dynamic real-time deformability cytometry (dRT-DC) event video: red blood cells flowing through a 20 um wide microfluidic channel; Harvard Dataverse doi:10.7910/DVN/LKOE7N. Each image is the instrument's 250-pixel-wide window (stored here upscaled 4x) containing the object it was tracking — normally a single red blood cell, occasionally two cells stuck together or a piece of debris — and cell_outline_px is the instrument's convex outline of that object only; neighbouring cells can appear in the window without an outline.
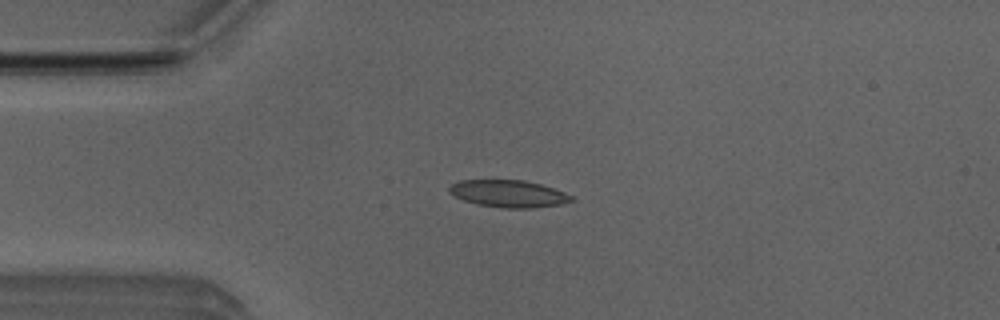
{"species": "Egyptian fruit bat (a non-hibernating species)", "species_latin": "Rousettus aegyptiacus", "temperature_condition": "room temperature", "stored_images_in_passage": 51, "camera_frame_rate_fps": 3000, "um_per_image_px": 0.085, "animal": {"sex": "male"}, "frame": {"image": 1, "passage_image": 12, "time_ms": 3.667, "image_size_px": [1000, 320], "cell_outline_px": [[576, 200], [560, 204], [532, 208], [504, 208], [476, 204], [464, 200], [448, 192], [448, 188], [452, 184], [460, 180], [524, 180], [540, 184], [564, 192], [572, 196]], "centroid_in_image_um": [43.22, 16.46], "position_along_channel_um": 41.8, "area_um2": 19.25}}
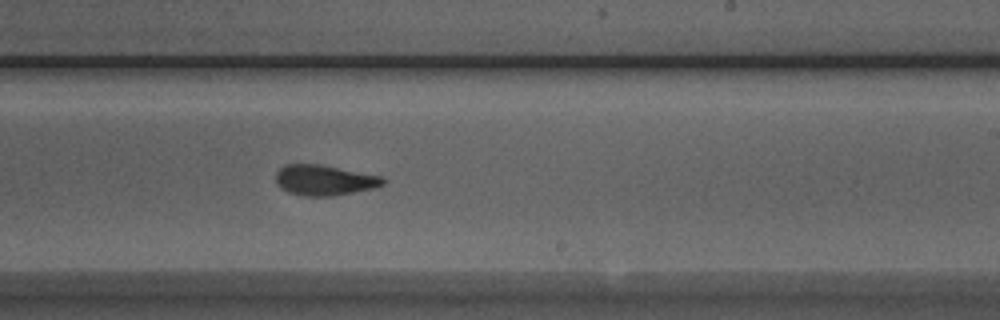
{"frame": {"image": 2, "passage_image": 30, "time_ms": 9.667, "image_size_px": [1000, 320], "cell_outline_px": [[388, 180], [384, 184], [376, 188], [336, 196], [304, 196], [288, 192], [280, 188], [276, 184], [276, 172], [284, 164], [320, 164], [380, 176]], "centroid_in_image_um": [27.57, 15.32], "position_along_channel_um": 261.4, "area_um2": 19.25}}
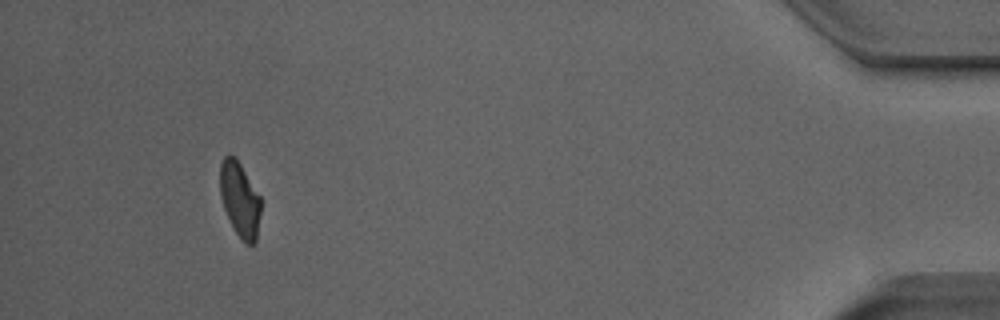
{"frame": {"image": 3, "passage_image": 47, "time_ms": 15.333, "image_size_px": [1000, 320], "cell_outline_px": [[260, 212], [256, 244], [244, 244], [240, 240], [224, 208], [220, 196], [220, 160], [228, 152], [240, 164], [260, 196]], "centroid_in_image_um": [20.37, 16.96], "position_along_channel_um": 414.8, "area_um2": 17.74}, "authors_computed_cell_mechanics": {"area_um2": 19.2474, "velocity_mm_per_s": 3.9991, "shape_relaxation_time_tau1_ms": 5.4094, "shape_relaxation_time_tau2_ms": 1.612, "deformation_change_tau1": 0.1398, "deformation_change_tau2": 0.075}}